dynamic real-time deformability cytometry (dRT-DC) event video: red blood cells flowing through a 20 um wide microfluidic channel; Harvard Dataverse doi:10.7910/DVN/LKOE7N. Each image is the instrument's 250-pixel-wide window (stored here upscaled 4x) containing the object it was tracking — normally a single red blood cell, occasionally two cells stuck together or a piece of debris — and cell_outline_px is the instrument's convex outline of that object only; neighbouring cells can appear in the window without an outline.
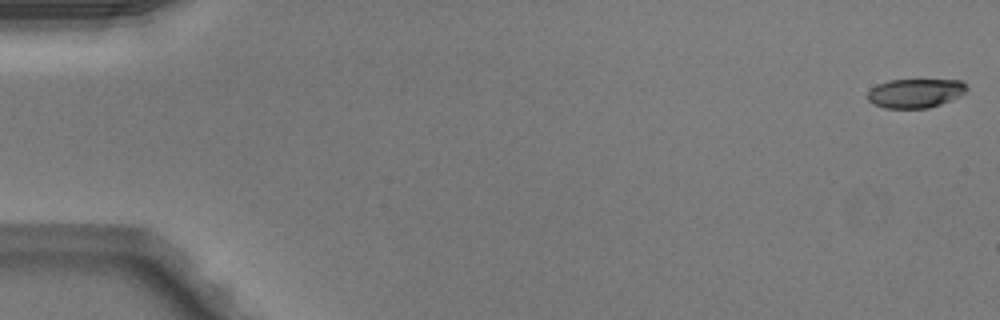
{"species": "Egyptian fruit bat (a non-hibernating species)", "species_latin": "Rousettus aegyptiacus", "temperature_condition": "warm", "stored_images_in_passage": 50, "camera_frame_rate_fps": 3000, "um_per_image_px": 0.085, "animal": {"sex": "male"}, "frame": {"image": 1, "passage_image": 1, "time_ms": 0.0, "image_size_px": [1000, 320], "cell_outline_px": [[968, 88], [960, 96], [952, 100], [928, 108], [884, 108], [872, 104], [868, 100], [868, 92], [876, 84], [888, 80], [960, 80]], "centroid_in_image_um": [77.78, 7.92], "position_along_channel_um": 7.2, "area_um2": 16.82}}
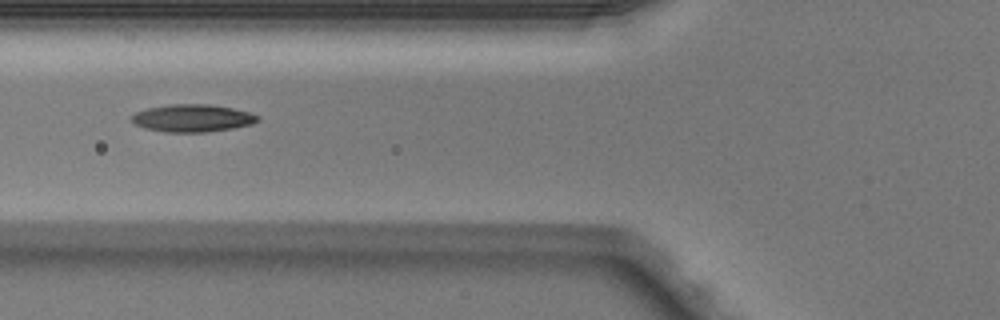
{"frame": {"image": 2, "passage_image": 20, "time_ms": 6.333, "image_size_px": [1000, 320], "cell_outline_px": [[260, 120], [252, 124], [232, 128], [204, 132], [164, 132], [144, 128], [128, 120], [136, 112], [148, 108], [168, 104], [208, 104], [232, 108], [248, 112], [260, 116]], "centroid_in_image_um": [16.34, 10.04], "position_along_channel_um": 109.5, "area_um2": 20.23}}
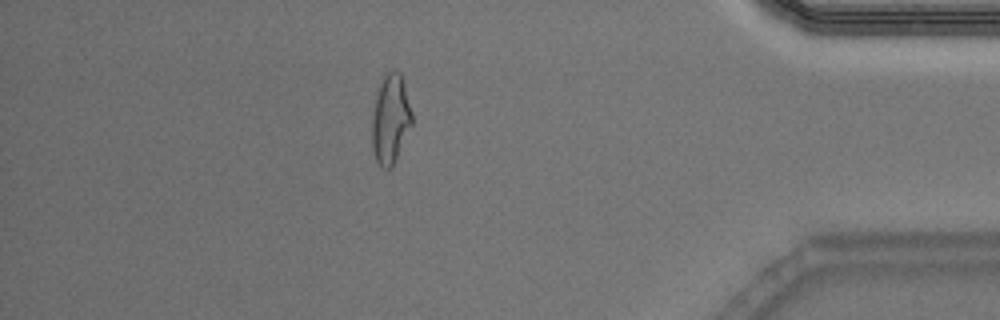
{"frame": {"image": 3, "passage_image": 44, "time_ms": 14.333, "image_size_px": [1000, 320], "cell_outline_px": [[412, 124], [392, 168], [380, 168], [376, 160], [372, 148], [372, 116], [376, 96], [380, 84], [384, 76], [392, 68], [400, 72], [412, 112]], "centroid_in_image_um": [33.19, 10.15], "position_along_channel_um": 402.0, "area_um2": 20.69}, "authors_computed_cell_mechanics": {"area_um2": 19.4497, "velocity_mm_per_s": 4.111, "shape_relaxation_time_tau1_ms": 7.1299, "shape_relaxation_time_tau2_ms": 1.9682, "deformation_change_tau1": 0.234, "deformation_change_tau2": 0.0945}}